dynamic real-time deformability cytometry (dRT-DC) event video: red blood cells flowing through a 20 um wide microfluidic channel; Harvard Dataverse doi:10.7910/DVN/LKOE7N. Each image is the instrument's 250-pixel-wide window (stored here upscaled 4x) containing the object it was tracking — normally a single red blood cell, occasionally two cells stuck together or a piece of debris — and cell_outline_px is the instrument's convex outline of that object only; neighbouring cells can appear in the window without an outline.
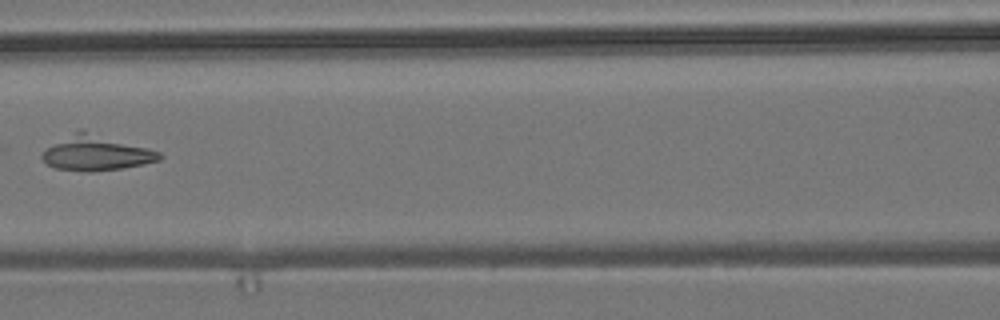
{"species": "common noctule bat (a hibernating species)", "species_latin": "Nyctalus noctula", "temperature_condition": "room temperature", "stored_images_in_passage": 5, "camera_frame_rate_fps": 3000, "um_per_image_px": 0.085, "animal": {"sex": "male", "body_mass_g": 19.2, "forearm_length_mm": 51.8}, "frame": {"image": 1, "passage_image": 4, "time_ms": 4.333, "image_size_px": [1000, 320], "cell_outline_px": [[164, 156], [160, 160], [144, 164], [120, 168], [92, 172], [88, 172], [56, 168], [48, 164], [40, 156], [48, 148], [76, 132], [84, 128], [148, 148], [160, 152]], "centroid_in_image_um": [8.26, 13.0], "position_along_channel_um": 158.3, "area_um2": 23.7}}
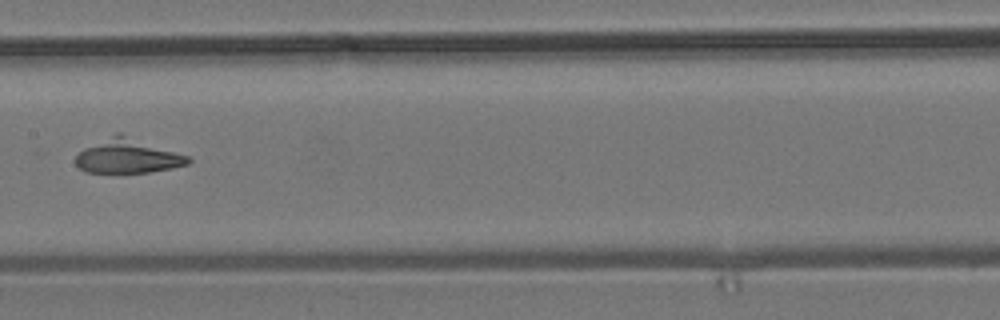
{"frame": {"image": 2, "passage_image": 5, "time_ms": 5.333, "image_size_px": [1000, 320], "cell_outline_px": [[192, 160], [188, 164], [172, 168], [148, 172], [84, 172], [76, 164], [76, 156], [84, 148], [116, 132], [124, 132], [188, 156]], "centroid_in_image_um": [10.89, 13.23], "position_along_channel_um": 196.5, "area_um2": 22.66}}